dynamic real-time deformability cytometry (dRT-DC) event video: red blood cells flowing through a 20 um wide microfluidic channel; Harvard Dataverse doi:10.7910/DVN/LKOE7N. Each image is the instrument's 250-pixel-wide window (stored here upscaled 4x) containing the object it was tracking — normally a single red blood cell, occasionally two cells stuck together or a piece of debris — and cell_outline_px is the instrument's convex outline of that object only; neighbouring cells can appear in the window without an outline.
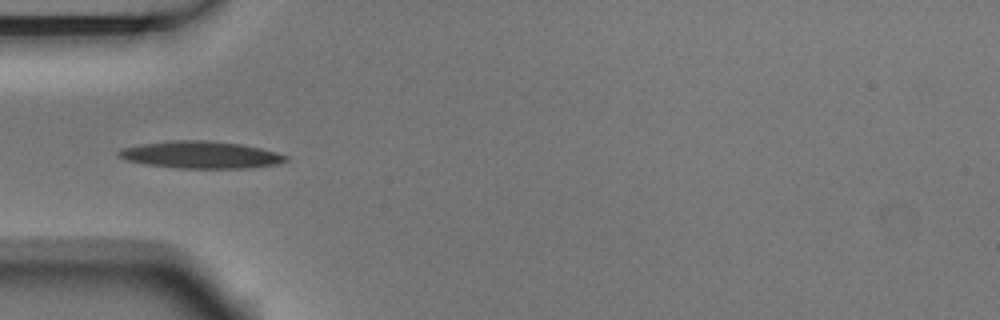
{"species": "Egyptian fruit bat (a non-hibernating species)", "species_latin": "Rousettus aegyptiacus", "temperature_condition": "room temperature", "stored_images_in_passage": 9, "camera_frame_rate_fps": 3000, "um_per_image_px": 0.085, "animal": {"sex": "male"}, "frame": {"image": 1, "passage_image": 7, "time_ms": 2.0, "image_size_px": [1000, 320], "cell_outline_px": [[288, 160], [276, 164], [252, 168], [176, 168], [148, 164], [124, 160], [116, 156], [116, 152], [120, 148], [140, 144], [172, 140], [204, 140], [240, 144], [260, 148], [276, 152], [288, 156]], "centroid_in_image_um": [17.02, 13.16], "position_along_channel_um": 68.0, "area_um2": 26.53}}
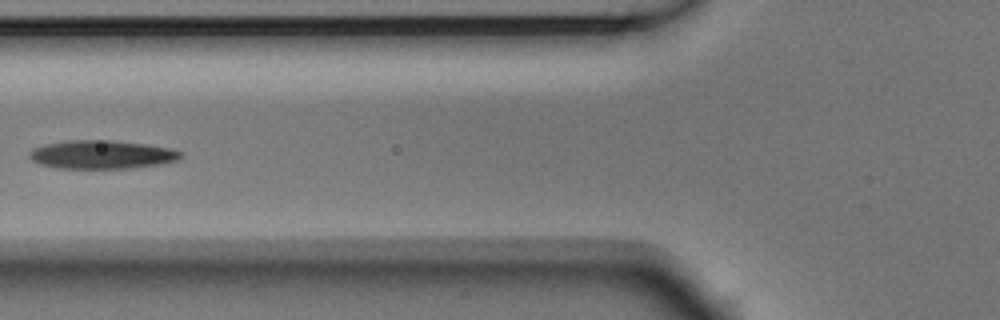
{"frame": {"image": 2, "passage_image": 8, "time_ms": 2.333, "image_size_px": [1000, 320], "cell_outline_px": [[184, 156], [176, 160], [156, 164], [132, 168], [56, 168], [40, 164], [32, 160], [28, 156], [28, 152], [32, 148], [44, 144], [68, 140], [112, 140], [144, 144], [168, 148], [184, 152]], "centroid_in_image_um": [8.6, 13.13], "position_along_channel_um": 117.2, "area_um2": 25.09}}
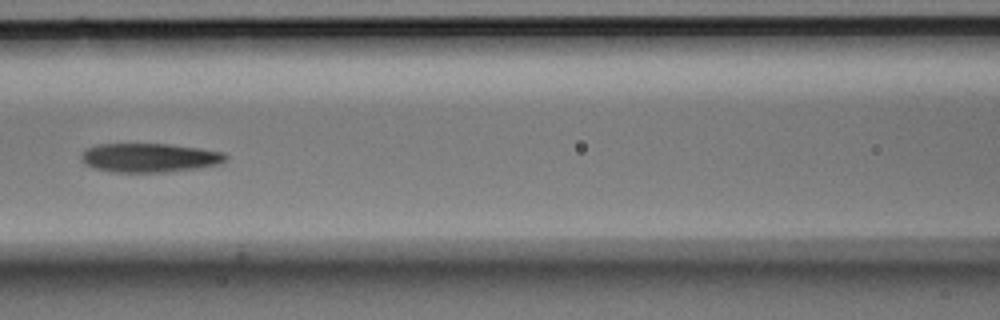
{"frame": {"image": 3, "passage_image": 9, "time_ms": 2.667, "image_size_px": [1000, 320], "cell_outline_px": [[228, 156], [220, 164], [196, 168], [168, 172], [112, 172], [92, 168], [84, 164], [80, 160], [80, 156], [84, 148], [96, 144], [168, 144], [200, 148], [224, 152]], "centroid_in_image_um": [12.64, 13.4], "position_along_channel_um": 154.0, "area_um2": 24.68}}